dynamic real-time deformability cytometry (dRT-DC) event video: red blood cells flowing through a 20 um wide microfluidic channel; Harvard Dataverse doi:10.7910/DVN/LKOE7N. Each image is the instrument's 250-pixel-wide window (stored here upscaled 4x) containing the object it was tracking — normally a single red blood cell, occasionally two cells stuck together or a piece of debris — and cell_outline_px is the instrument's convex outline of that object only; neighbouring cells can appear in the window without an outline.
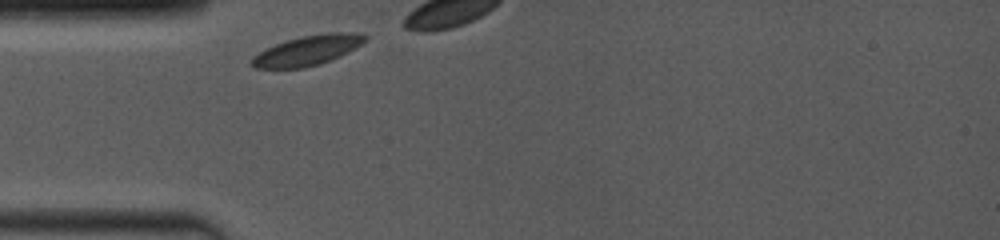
{"species": "common noctule bat (a hibernating species)", "species_latin": "Nyctalus noctula", "temperature_condition": "room temperature", "stored_images_in_passage": 8, "camera_frame_rate_fps": 4000, "um_per_image_px": 0.085, "animal": {"sex": "female", "body_mass_g": 19.0, "forearm_length_mm": 53.3}, "frame": {"image": 1, "passage_image": 1, "time_ms": 0.0, "image_size_px": [1000, 240], "cell_outline_px": [[368, 40], [348, 52], [340, 56], [320, 64], [304, 68], [256, 68], [252, 64], [252, 56], [276, 44], [300, 36], [328, 32], [356, 32], [368, 36]], "centroid_in_image_um": [26.2, 4.27], "position_along_channel_um": 58.8, "area_um2": 19.65}}
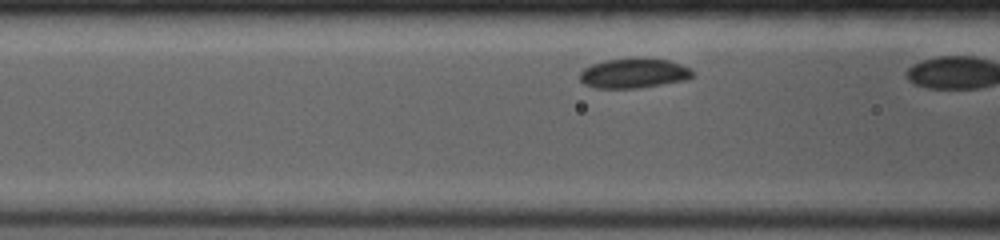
{"frame": {"image": 2, "passage_image": 6, "time_ms": 1.5, "image_size_px": [1000, 240], "cell_outline_px": [[696, 76], [684, 80], [636, 88], [596, 88], [584, 84], [580, 80], [580, 72], [584, 68], [592, 64], [604, 60], [668, 60], [680, 64], [688, 68]], "centroid_in_image_um": [53.83, 6.26], "position_along_channel_um": 112.8, "area_um2": 18.84}}